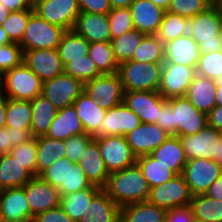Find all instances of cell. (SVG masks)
<instances>
[{"label": "cell", "instance_id": "obj_1", "mask_svg": "<svg viewBox=\"0 0 222 222\" xmlns=\"http://www.w3.org/2000/svg\"><path fill=\"white\" fill-rule=\"evenodd\" d=\"M119 206L147 201L150 186L137 163L109 174L102 188Z\"/></svg>", "mask_w": 222, "mask_h": 222}, {"label": "cell", "instance_id": "obj_2", "mask_svg": "<svg viewBox=\"0 0 222 222\" xmlns=\"http://www.w3.org/2000/svg\"><path fill=\"white\" fill-rule=\"evenodd\" d=\"M222 19L214 6L198 13L194 17L185 18L183 36L192 37L200 47L201 54L222 50L220 32Z\"/></svg>", "mask_w": 222, "mask_h": 222}, {"label": "cell", "instance_id": "obj_3", "mask_svg": "<svg viewBox=\"0 0 222 222\" xmlns=\"http://www.w3.org/2000/svg\"><path fill=\"white\" fill-rule=\"evenodd\" d=\"M43 81L24 63L2 75L0 91L15 100L32 101L42 94Z\"/></svg>", "mask_w": 222, "mask_h": 222}, {"label": "cell", "instance_id": "obj_4", "mask_svg": "<svg viewBox=\"0 0 222 222\" xmlns=\"http://www.w3.org/2000/svg\"><path fill=\"white\" fill-rule=\"evenodd\" d=\"M163 64L127 60L119 63L118 75L124 91H157Z\"/></svg>", "mask_w": 222, "mask_h": 222}, {"label": "cell", "instance_id": "obj_5", "mask_svg": "<svg viewBox=\"0 0 222 222\" xmlns=\"http://www.w3.org/2000/svg\"><path fill=\"white\" fill-rule=\"evenodd\" d=\"M65 31L62 27L47 22L33 12L19 45L23 51L57 49Z\"/></svg>", "mask_w": 222, "mask_h": 222}, {"label": "cell", "instance_id": "obj_6", "mask_svg": "<svg viewBox=\"0 0 222 222\" xmlns=\"http://www.w3.org/2000/svg\"><path fill=\"white\" fill-rule=\"evenodd\" d=\"M187 161L202 158L214 160L219 157L222 132L206 124L194 135L180 136Z\"/></svg>", "mask_w": 222, "mask_h": 222}, {"label": "cell", "instance_id": "obj_7", "mask_svg": "<svg viewBox=\"0 0 222 222\" xmlns=\"http://www.w3.org/2000/svg\"><path fill=\"white\" fill-rule=\"evenodd\" d=\"M84 92L105 110L123 102L124 89L118 73L102 74L84 83Z\"/></svg>", "mask_w": 222, "mask_h": 222}, {"label": "cell", "instance_id": "obj_8", "mask_svg": "<svg viewBox=\"0 0 222 222\" xmlns=\"http://www.w3.org/2000/svg\"><path fill=\"white\" fill-rule=\"evenodd\" d=\"M167 102L173 109L175 136L194 135L208 124L207 114L197 110L187 98L173 97Z\"/></svg>", "mask_w": 222, "mask_h": 222}, {"label": "cell", "instance_id": "obj_9", "mask_svg": "<svg viewBox=\"0 0 222 222\" xmlns=\"http://www.w3.org/2000/svg\"><path fill=\"white\" fill-rule=\"evenodd\" d=\"M34 12L47 22L72 30L80 9L77 0H35Z\"/></svg>", "mask_w": 222, "mask_h": 222}, {"label": "cell", "instance_id": "obj_10", "mask_svg": "<svg viewBox=\"0 0 222 222\" xmlns=\"http://www.w3.org/2000/svg\"><path fill=\"white\" fill-rule=\"evenodd\" d=\"M192 197L190 188L181 174L162 185L151 188L147 201L167 210L189 205Z\"/></svg>", "mask_w": 222, "mask_h": 222}, {"label": "cell", "instance_id": "obj_11", "mask_svg": "<svg viewBox=\"0 0 222 222\" xmlns=\"http://www.w3.org/2000/svg\"><path fill=\"white\" fill-rule=\"evenodd\" d=\"M94 140L98 143L109 174L136 163V156L132 153L126 136H102Z\"/></svg>", "mask_w": 222, "mask_h": 222}, {"label": "cell", "instance_id": "obj_12", "mask_svg": "<svg viewBox=\"0 0 222 222\" xmlns=\"http://www.w3.org/2000/svg\"><path fill=\"white\" fill-rule=\"evenodd\" d=\"M84 91V83L66 73L43 81L42 95L57 109L72 105Z\"/></svg>", "mask_w": 222, "mask_h": 222}, {"label": "cell", "instance_id": "obj_13", "mask_svg": "<svg viewBox=\"0 0 222 222\" xmlns=\"http://www.w3.org/2000/svg\"><path fill=\"white\" fill-rule=\"evenodd\" d=\"M221 174L222 167L215 160L202 158L187 161L182 173L193 196L205 194Z\"/></svg>", "mask_w": 222, "mask_h": 222}, {"label": "cell", "instance_id": "obj_14", "mask_svg": "<svg viewBox=\"0 0 222 222\" xmlns=\"http://www.w3.org/2000/svg\"><path fill=\"white\" fill-rule=\"evenodd\" d=\"M196 69L176 63H163L158 93L165 99L184 97Z\"/></svg>", "mask_w": 222, "mask_h": 222}, {"label": "cell", "instance_id": "obj_15", "mask_svg": "<svg viewBox=\"0 0 222 222\" xmlns=\"http://www.w3.org/2000/svg\"><path fill=\"white\" fill-rule=\"evenodd\" d=\"M140 118L123 102L107 110L97 128V138L102 136H126L141 124Z\"/></svg>", "mask_w": 222, "mask_h": 222}, {"label": "cell", "instance_id": "obj_16", "mask_svg": "<svg viewBox=\"0 0 222 222\" xmlns=\"http://www.w3.org/2000/svg\"><path fill=\"white\" fill-rule=\"evenodd\" d=\"M166 101L157 91H124L123 97V103L142 123H156Z\"/></svg>", "mask_w": 222, "mask_h": 222}, {"label": "cell", "instance_id": "obj_17", "mask_svg": "<svg viewBox=\"0 0 222 222\" xmlns=\"http://www.w3.org/2000/svg\"><path fill=\"white\" fill-rule=\"evenodd\" d=\"M23 188L30 206L31 222L35 215L60 206L59 190L39 176H34Z\"/></svg>", "mask_w": 222, "mask_h": 222}, {"label": "cell", "instance_id": "obj_18", "mask_svg": "<svg viewBox=\"0 0 222 222\" xmlns=\"http://www.w3.org/2000/svg\"><path fill=\"white\" fill-rule=\"evenodd\" d=\"M170 134L156 123H141L126 135L128 145L136 156L150 154L158 148Z\"/></svg>", "mask_w": 222, "mask_h": 222}, {"label": "cell", "instance_id": "obj_19", "mask_svg": "<svg viewBox=\"0 0 222 222\" xmlns=\"http://www.w3.org/2000/svg\"><path fill=\"white\" fill-rule=\"evenodd\" d=\"M23 62L42 80L52 79L64 72L57 49L23 51Z\"/></svg>", "mask_w": 222, "mask_h": 222}, {"label": "cell", "instance_id": "obj_20", "mask_svg": "<svg viewBox=\"0 0 222 222\" xmlns=\"http://www.w3.org/2000/svg\"><path fill=\"white\" fill-rule=\"evenodd\" d=\"M0 219L31 222V211L23 187L0 190Z\"/></svg>", "mask_w": 222, "mask_h": 222}, {"label": "cell", "instance_id": "obj_21", "mask_svg": "<svg viewBox=\"0 0 222 222\" xmlns=\"http://www.w3.org/2000/svg\"><path fill=\"white\" fill-rule=\"evenodd\" d=\"M134 29L145 35H156L163 20L165 9L150 0H135L129 6Z\"/></svg>", "mask_w": 222, "mask_h": 222}, {"label": "cell", "instance_id": "obj_22", "mask_svg": "<svg viewBox=\"0 0 222 222\" xmlns=\"http://www.w3.org/2000/svg\"><path fill=\"white\" fill-rule=\"evenodd\" d=\"M73 30L91 42H110L111 31L107 14L80 12Z\"/></svg>", "mask_w": 222, "mask_h": 222}, {"label": "cell", "instance_id": "obj_23", "mask_svg": "<svg viewBox=\"0 0 222 222\" xmlns=\"http://www.w3.org/2000/svg\"><path fill=\"white\" fill-rule=\"evenodd\" d=\"M201 51L192 37L181 36L164 43V63H176L196 69Z\"/></svg>", "mask_w": 222, "mask_h": 222}, {"label": "cell", "instance_id": "obj_24", "mask_svg": "<svg viewBox=\"0 0 222 222\" xmlns=\"http://www.w3.org/2000/svg\"><path fill=\"white\" fill-rule=\"evenodd\" d=\"M216 94L215 80L196 74L184 97L197 110L208 114L216 106Z\"/></svg>", "mask_w": 222, "mask_h": 222}, {"label": "cell", "instance_id": "obj_25", "mask_svg": "<svg viewBox=\"0 0 222 222\" xmlns=\"http://www.w3.org/2000/svg\"><path fill=\"white\" fill-rule=\"evenodd\" d=\"M85 134L80 118L74 105L58 109L46 136L57 140H66L69 137Z\"/></svg>", "mask_w": 222, "mask_h": 222}, {"label": "cell", "instance_id": "obj_26", "mask_svg": "<svg viewBox=\"0 0 222 222\" xmlns=\"http://www.w3.org/2000/svg\"><path fill=\"white\" fill-rule=\"evenodd\" d=\"M78 163L92 185L100 188L106 185L109 173L94 139L87 145Z\"/></svg>", "mask_w": 222, "mask_h": 222}, {"label": "cell", "instance_id": "obj_27", "mask_svg": "<svg viewBox=\"0 0 222 222\" xmlns=\"http://www.w3.org/2000/svg\"><path fill=\"white\" fill-rule=\"evenodd\" d=\"M121 207L101 189L91 200L79 222H120Z\"/></svg>", "mask_w": 222, "mask_h": 222}, {"label": "cell", "instance_id": "obj_28", "mask_svg": "<svg viewBox=\"0 0 222 222\" xmlns=\"http://www.w3.org/2000/svg\"><path fill=\"white\" fill-rule=\"evenodd\" d=\"M82 123L84 132L94 139L97 138V128L106 115L107 110L101 108L86 92H82L73 103Z\"/></svg>", "mask_w": 222, "mask_h": 222}, {"label": "cell", "instance_id": "obj_29", "mask_svg": "<svg viewBox=\"0 0 222 222\" xmlns=\"http://www.w3.org/2000/svg\"><path fill=\"white\" fill-rule=\"evenodd\" d=\"M161 164L167 166L176 175L183 173L187 158L179 136L170 135L158 148L150 153Z\"/></svg>", "mask_w": 222, "mask_h": 222}, {"label": "cell", "instance_id": "obj_30", "mask_svg": "<svg viewBox=\"0 0 222 222\" xmlns=\"http://www.w3.org/2000/svg\"><path fill=\"white\" fill-rule=\"evenodd\" d=\"M33 176L10 153L0 155V190L23 187Z\"/></svg>", "mask_w": 222, "mask_h": 222}, {"label": "cell", "instance_id": "obj_31", "mask_svg": "<svg viewBox=\"0 0 222 222\" xmlns=\"http://www.w3.org/2000/svg\"><path fill=\"white\" fill-rule=\"evenodd\" d=\"M32 107L31 134L37 138L46 136L58 109L42 94L30 101Z\"/></svg>", "mask_w": 222, "mask_h": 222}, {"label": "cell", "instance_id": "obj_32", "mask_svg": "<svg viewBox=\"0 0 222 222\" xmlns=\"http://www.w3.org/2000/svg\"><path fill=\"white\" fill-rule=\"evenodd\" d=\"M36 153V176L53 165L57 160L65 157V141L39 136Z\"/></svg>", "mask_w": 222, "mask_h": 222}, {"label": "cell", "instance_id": "obj_33", "mask_svg": "<svg viewBox=\"0 0 222 222\" xmlns=\"http://www.w3.org/2000/svg\"><path fill=\"white\" fill-rule=\"evenodd\" d=\"M166 209L148 201L121 207L120 222H165Z\"/></svg>", "mask_w": 222, "mask_h": 222}, {"label": "cell", "instance_id": "obj_34", "mask_svg": "<svg viewBox=\"0 0 222 222\" xmlns=\"http://www.w3.org/2000/svg\"><path fill=\"white\" fill-rule=\"evenodd\" d=\"M102 188L92 185L91 187L61 196L60 206L72 218L74 222H79L87 212L88 206L92 198Z\"/></svg>", "mask_w": 222, "mask_h": 222}, {"label": "cell", "instance_id": "obj_35", "mask_svg": "<svg viewBox=\"0 0 222 222\" xmlns=\"http://www.w3.org/2000/svg\"><path fill=\"white\" fill-rule=\"evenodd\" d=\"M89 42L73 29L66 30L62 35L57 51L64 66L73 60L83 59L89 54Z\"/></svg>", "mask_w": 222, "mask_h": 222}, {"label": "cell", "instance_id": "obj_36", "mask_svg": "<svg viewBox=\"0 0 222 222\" xmlns=\"http://www.w3.org/2000/svg\"><path fill=\"white\" fill-rule=\"evenodd\" d=\"M136 163L142 170L150 188L162 185L176 176L172 170L161 164L150 154L136 157Z\"/></svg>", "mask_w": 222, "mask_h": 222}, {"label": "cell", "instance_id": "obj_37", "mask_svg": "<svg viewBox=\"0 0 222 222\" xmlns=\"http://www.w3.org/2000/svg\"><path fill=\"white\" fill-rule=\"evenodd\" d=\"M191 208L197 222H222V200L212 199L205 194L194 195Z\"/></svg>", "mask_w": 222, "mask_h": 222}, {"label": "cell", "instance_id": "obj_38", "mask_svg": "<svg viewBox=\"0 0 222 222\" xmlns=\"http://www.w3.org/2000/svg\"><path fill=\"white\" fill-rule=\"evenodd\" d=\"M75 163L67 157L57 160L45 169L39 177L59 190L60 196L69 194L70 166Z\"/></svg>", "mask_w": 222, "mask_h": 222}, {"label": "cell", "instance_id": "obj_39", "mask_svg": "<svg viewBox=\"0 0 222 222\" xmlns=\"http://www.w3.org/2000/svg\"><path fill=\"white\" fill-rule=\"evenodd\" d=\"M131 61L163 64L164 44L156 35H144Z\"/></svg>", "mask_w": 222, "mask_h": 222}, {"label": "cell", "instance_id": "obj_40", "mask_svg": "<svg viewBox=\"0 0 222 222\" xmlns=\"http://www.w3.org/2000/svg\"><path fill=\"white\" fill-rule=\"evenodd\" d=\"M88 56L102 74L118 72L119 63L116 61L110 42H91Z\"/></svg>", "mask_w": 222, "mask_h": 222}, {"label": "cell", "instance_id": "obj_41", "mask_svg": "<svg viewBox=\"0 0 222 222\" xmlns=\"http://www.w3.org/2000/svg\"><path fill=\"white\" fill-rule=\"evenodd\" d=\"M32 113L30 101L8 98L5 127H14L15 129H30Z\"/></svg>", "mask_w": 222, "mask_h": 222}, {"label": "cell", "instance_id": "obj_42", "mask_svg": "<svg viewBox=\"0 0 222 222\" xmlns=\"http://www.w3.org/2000/svg\"><path fill=\"white\" fill-rule=\"evenodd\" d=\"M142 32L132 29L110 40L114 56L118 63L131 60L143 36Z\"/></svg>", "mask_w": 222, "mask_h": 222}, {"label": "cell", "instance_id": "obj_43", "mask_svg": "<svg viewBox=\"0 0 222 222\" xmlns=\"http://www.w3.org/2000/svg\"><path fill=\"white\" fill-rule=\"evenodd\" d=\"M34 12L33 9H24L11 11L6 20L1 24L4 31L7 33L11 42L20 43L25 29L27 27L30 15Z\"/></svg>", "mask_w": 222, "mask_h": 222}, {"label": "cell", "instance_id": "obj_44", "mask_svg": "<svg viewBox=\"0 0 222 222\" xmlns=\"http://www.w3.org/2000/svg\"><path fill=\"white\" fill-rule=\"evenodd\" d=\"M64 73L82 81L83 83L102 75L89 56H84L83 59L73 60L72 62L66 63L64 65Z\"/></svg>", "mask_w": 222, "mask_h": 222}, {"label": "cell", "instance_id": "obj_45", "mask_svg": "<svg viewBox=\"0 0 222 222\" xmlns=\"http://www.w3.org/2000/svg\"><path fill=\"white\" fill-rule=\"evenodd\" d=\"M184 27L185 17H182L178 14L170 13L169 11H165L163 20L160 24L156 36L164 44L168 41L183 36Z\"/></svg>", "mask_w": 222, "mask_h": 222}, {"label": "cell", "instance_id": "obj_46", "mask_svg": "<svg viewBox=\"0 0 222 222\" xmlns=\"http://www.w3.org/2000/svg\"><path fill=\"white\" fill-rule=\"evenodd\" d=\"M108 15L111 39L120 37L127 31L134 29V23L129 7L112 8Z\"/></svg>", "mask_w": 222, "mask_h": 222}, {"label": "cell", "instance_id": "obj_47", "mask_svg": "<svg viewBox=\"0 0 222 222\" xmlns=\"http://www.w3.org/2000/svg\"><path fill=\"white\" fill-rule=\"evenodd\" d=\"M34 177L36 176L37 140L35 137L24 142L9 152Z\"/></svg>", "mask_w": 222, "mask_h": 222}, {"label": "cell", "instance_id": "obj_48", "mask_svg": "<svg viewBox=\"0 0 222 222\" xmlns=\"http://www.w3.org/2000/svg\"><path fill=\"white\" fill-rule=\"evenodd\" d=\"M196 73L212 80L222 77V50L201 54Z\"/></svg>", "mask_w": 222, "mask_h": 222}, {"label": "cell", "instance_id": "obj_49", "mask_svg": "<svg viewBox=\"0 0 222 222\" xmlns=\"http://www.w3.org/2000/svg\"><path fill=\"white\" fill-rule=\"evenodd\" d=\"M24 60L22 47L18 43H9L0 46V74L19 66Z\"/></svg>", "mask_w": 222, "mask_h": 222}, {"label": "cell", "instance_id": "obj_50", "mask_svg": "<svg viewBox=\"0 0 222 222\" xmlns=\"http://www.w3.org/2000/svg\"><path fill=\"white\" fill-rule=\"evenodd\" d=\"M209 7L210 5L206 0H170L166 11L191 18Z\"/></svg>", "mask_w": 222, "mask_h": 222}, {"label": "cell", "instance_id": "obj_51", "mask_svg": "<svg viewBox=\"0 0 222 222\" xmlns=\"http://www.w3.org/2000/svg\"><path fill=\"white\" fill-rule=\"evenodd\" d=\"M94 138L88 134L69 137L65 140V157L78 163L87 145Z\"/></svg>", "mask_w": 222, "mask_h": 222}, {"label": "cell", "instance_id": "obj_52", "mask_svg": "<svg viewBox=\"0 0 222 222\" xmlns=\"http://www.w3.org/2000/svg\"><path fill=\"white\" fill-rule=\"evenodd\" d=\"M91 186L92 184L86 178L84 170L81 168L79 163H75L74 165L70 166L69 194L85 190Z\"/></svg>", "mask_w": 222, "mask_h": 222}, {"label": "cell", "instance_id": "obj_53", "mask_svg": "<svg viewBox=\"0 0 222 222\" xmlns=\"http://www.w3.org/2000/svg\"><path fill=\"white\" fill-rule=\"evenodd\" d=\"M32 222H74L61 206L41 212L33 217Z\"/></svg>", "mask_w": 222, "mask_h": 222}, {"label": "cell", "instance_id": "obj_54", "mask_svg": "<svg viewBox=\"0 0 222 222\" xmlns=\"http://www.w3.org/2000/svg\"><path fill=\"white\" fill-rule=\"evenodd\" d=\"M165 222H195L191 205L167 209Z\"/></svg>", "mask_w": 222, "mask_h": 222}, {"label": "cell", "instance_id": "obj_55", "mask_svg": "<svg viewBox=\"0 0 222 222\" xmlns=\"http://www.w3.org/2000/svg\"><path fill=\"white\" fill-rule=\"evenodd\" d=\"M80 12L108 14L112 9L109 0H77Z\"/></svg>", "mask_w": 222, "mask_h": 222}, {"label": "cell", "instance_id": "obj_56", "mask_svg": "<svg viewBox=\"0 0 222 222\" xmlns=\"http://www.w3.org/2000/svg\"><path fill=\"white\" fill-rule=\"evenodd\" d=\"M172 106L166 101L161 108L159 120L156 122L164 131L170 135H174V124L172 118Z\"/></svg>", "mask_w": 222, "mask_h": 222}, {"label": "cell", "instance_id": "obj_57", "mask_svg": "<svg viewBox=\"0 0 222 222\" xmlns=\"http://www.w3.org/2000/svg\"><path fill=\"white\" fill-rule=\"evenodd\" d=\"M6 131L9 133V143L11 149L33 138L30 129H15L14 127H6Z\"/></svg>", "mask_w": 222, "mask_h": 222}, {"label": "cell", "instance_id": "obj_58", "mask_svg": "<svg viewBox=\"0 0 222 222\" xmlns=\"http://www.w3.org/2000/svg\"><path fill=\"white\" fill-rule=\"evenodd\" d=\"M35 0H0L3 6L10 11L33 9Z\"/></svg>", "mask_w": 222, "mask_h": 222}, {"label": "cell", "instance_id": "obj_59", "mask_svg": "<svg viewBox=\"0 0 222 222\" xmlns=\"http://www.w3.org/2000/svg\"><path fill=\"white\" fill-rule=\"evenodd\" d=\"M208 124L222 132V106H215L207 114Z\"/></svg>", "mask_w": 222, "mask_h": 222}, {"label": "cell", "instance_id": "obj_60", "mask_svg": "<svg viewBox=\"0 0 222 222\" xmlns=\"http://www.w3.org/2000/svg\"><path fill=\"white\" fill-rule=\"evenodd\" d=\"M205 195L215 200H222V174L210 185Z\"/></svg>", "mask_w": 222, "mask_h": 222}, {"label": "cell", "instance_id": "obj_61", "mask_svg": "<svg viewBox=\"0 0 222 222\" xmlns=\"http://www.w3.org/2000/svg\"><path fill=\"white\" fill-rule=\"evenodd\" d=\"M9 133L6 131V127L0 128V155L9 153L10 148Z\"/></svg>", "mask_w": 222, "mask_h": 222}, {"label": "cell", "instance_id": "obj_62", "mask_svg": "<svg viewBox=\"0 0 222 222\" xmlns=\"http://www.w3.org/2000/svg\"><path fill=\"white\" fill-rule=\"evenodd\" d=\"M8 98L0 91V128L6 125V109Z\"/></svg>", "mask_w": 222, "mask_h": 222}, {"label": "cell", "instance_id": "obj_63", "mask_svg": "<svg viewBox=\"0 0 222 222\" xmlns=\"http://www.w3.org/2000/svg\"><path fill=\"white\" fill-rule=\"evenodd\" d=\"M135 0H109L112 8L129 7Z\"/></svg>", "mask_w": 222, "mask_h": 222}, {"label": "cell", "instance_id": "obj_64", "mask_svg": "<svg viewBox=\"0 0 222 222\" xmlns=\"http://www.w3.org/2000/svg\"><path fill=\"white\" fill-rule=\"evenodd\" d=\"M11 11L0 2V25L6 20Z\"/></svg>", "mask_w": 222, "mask_h": 222}, {"label": "cell", "instance_id": "obj_65", "mask_svg": "<svg viewBox=\"0 0 222 222\" xmlns=\"http://www.w3.org/2000/svg\"><path fill=\"white\" fill-rule=\"evenodd\" d=\"M12 43L7 35V33L4 31L2 26L0 25V46Z\"/></svg>", "mask_w": 222, "mask_h": 222}, {"label": "cell", "instance_id": "obj_66", "mask_svg": "<svg viewBox=\"0 0 222 222\" xmlns=\"http://www.w3.org/2000/svg\"><path fill=\"white\" fill-rule=\"evenodd\" d=\"M216 106H222V85H216Z\"/></svg>", "mask_w": 222, "mask_h": 222}, {"label": "cell", "instance_id": "obj_67", "mask_svg": "<svg viewBox=\"0 0 222 222\" xmlns=\"http://www.w3.org/2000/svg\"><path fill=\"white\" fill-rule=\"evenodd\" d=\"M150 1H152L156 6H159L165 10H167L170 2V0H150Z\"/></svg>", "mask_w": 222, "mask_h": 222}, {"label": "cell", "instance_id": "obj_68", "mask_svg": "<svg viewBox=\"0 0 222 222\" xmlns=\"http://www.w3.org/2000/svg\"><path fill=\"white\" fill-rule=\"evenodd\" d=\"M214 160L222 167V139L220 140L219 157H215Z\"/></svg>", "mask_w": 222, "mask_h": 222}, {"label": "cell", "instance_id": "obj_69", "mask_svg": "<svg viewBox=\"0 0 222 222\" xmlns=\"http://www.w3.org/2000/svg\"><path fill=\"white\" fill-rule=\"evenodd\" d=\"M214 7L218 12L219 17L222 19V0L215 4Z\"/></svg>", "mask_w": 222, "mask_h": 222}, {"label": "cell", "instance_id": "obj_70", "mask_svg": "<svg viewBox=\"0 0 222 222\" xmlns=\"http://www.w3.org/2000/svg\"><path fill=\"white\" fill-rule=\"evenodd\" d=\"M207 3L210 5V6H214L215 4H217L220 0H206Z\"/></svg>", "mask_w": 222, "mask_h": 222}, {"label": "cell", "instance_id": "obj_71", "mask_svg": "<svg viewBox=\"0 0 222 222\" xmlns=\"http://www.w3.org/2000/svg\"><path fill=\"white\" fill-rule=\"evenodd\" d=\"M216 85H222V77H218L216 80Z\"/></svg>", "mask_w": 222, "mask_h": 222}, {"label": "cell", "instance_id": "obj_72", "mask_svg": "<svg viewBox=\"0 0 222 222\" xmlns=\"http://www.w3.org/2000/svg\"><path fill=\"white\" fill-rule=\"evenodd\" d=\"M220 40H221V42H222V27H221V32H220Z\"/></svg>", "mask_w": 222, "mask_h": 222}, {"label": "cell", "instance_id": "obj_73", "mask_svg": "<svg viewBox=\"0 0 222 222\" xmlns=\"http://www.w3.org/2000/svg\"><path fill=\"white\" fill-rule=\"evenodd\" d=\"M0 222H8V221H6V220H3V219H0Z\"/></svg>", "mask_w": 222, "mask_h": 222}]
</instances>
